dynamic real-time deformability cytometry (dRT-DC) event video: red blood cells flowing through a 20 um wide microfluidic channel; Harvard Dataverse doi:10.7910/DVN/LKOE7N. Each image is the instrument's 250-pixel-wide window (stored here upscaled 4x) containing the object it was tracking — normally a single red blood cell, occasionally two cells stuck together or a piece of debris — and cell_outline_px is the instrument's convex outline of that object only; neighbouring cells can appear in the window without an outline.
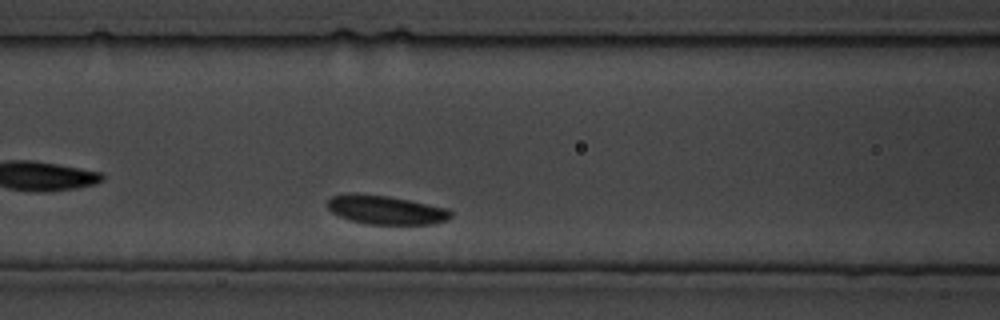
{"species": "common noctule bat (a hibernating species)", "species_latin": "Nyctalus noctula", "temperature_condition": "cold", "stored_images_in_passage": 73, "camera_frame_rate_fps": 3000, "um_per_image_px": 0.085, "animal": {"sex": "male", "body_mass_g": 19.5, "forearm_length_mm": 54.6}, "frame": {"image": 1, "passage_image": 18, "time_ms": 5.667, "image_size_px": [1000, 320], "cell_outline_px": [[452, 216], [448, 220], [432, 224], [368, 224], [348, 220], [332, 212], [328, 208], [328, 200], [332, 196], [388, 196], [448, 208], [452, 212]], "centroid_in_image_um": [32.89, 17.89], "position_along_channel_um": 133.7, "area_um2": 20.0}}
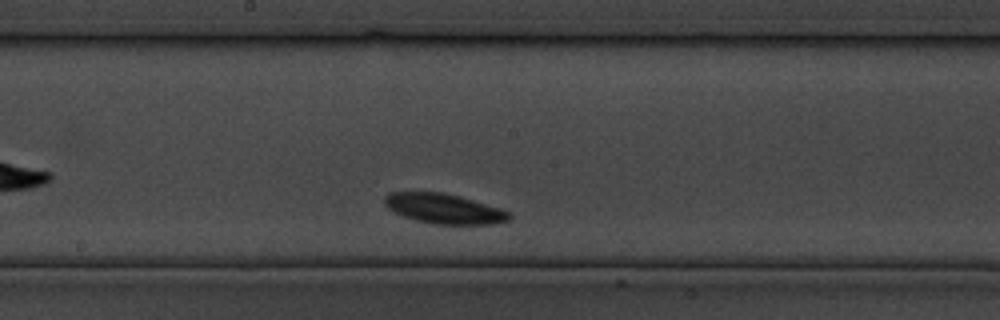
{"frame": {"image": 2, "passage_image": 34, "time_ms": 11.0, "image_size_px": [1000, 320], "cell_outline_px": [[512, 216], [508, 220], [492, 224], [432, 224], [416, 220], [404, 216], [388, 208], [384, 204], [384, 196], [388, 192], [440, 192], [460, 196], [500, 208], [508, 212]], "centroid_in_image_um": [37.72, 17.73], "position_along_channel_um": 210.5, "area_um2": 21.62}}
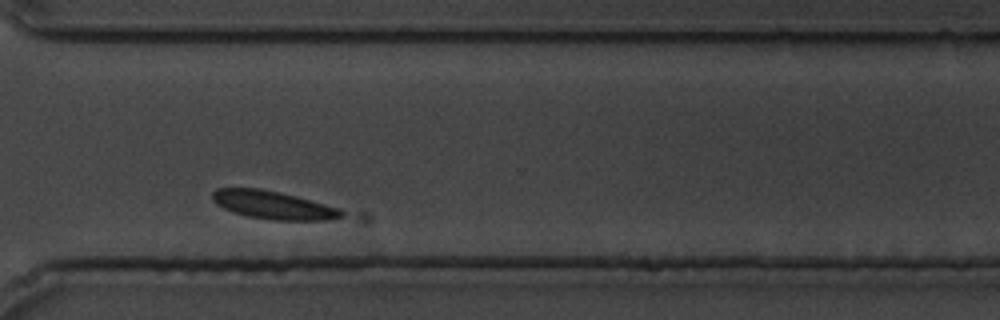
{"frame": {"image": 3, "passage_image": 62, "time_ms": 20.333, "image_size_px": [1000, 320], "cell_outline_px": [[344, 216], [328, 220], [272, 220], [248, 216], [232, 212], [216, 204], [212, 200], [212, 192], [216, 188], [260, 188], [296, 196], [340, 208], [344, 212]], "centroid_in_image_um": [23.21, 17.43], "position_along_channel_um": 347.4, "area_um2": 21.15}}